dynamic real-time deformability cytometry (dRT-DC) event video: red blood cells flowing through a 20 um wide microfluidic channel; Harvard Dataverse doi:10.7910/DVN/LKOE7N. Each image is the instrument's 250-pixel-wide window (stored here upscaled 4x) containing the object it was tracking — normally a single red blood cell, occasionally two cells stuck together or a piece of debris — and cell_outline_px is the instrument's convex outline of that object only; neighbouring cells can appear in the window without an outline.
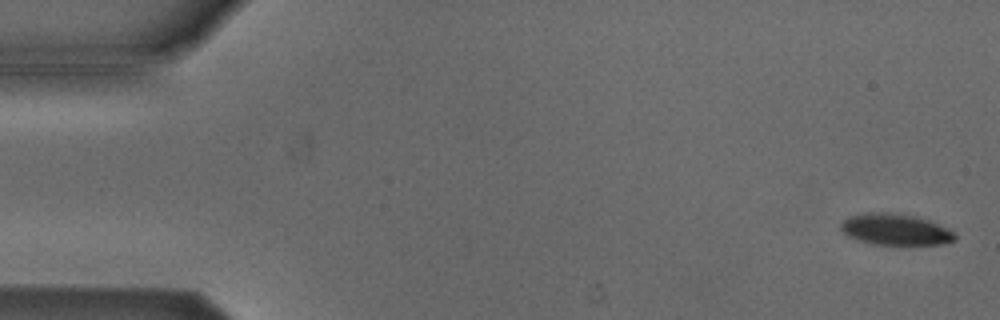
{"species": "Egyptian fruit bat (a non-hibernating species)", "species_latin": "Rousettus aegyptiacus", "temperature_condition": "cold", "stored_images_in_passage": 53, "camera_frame_rate_fps": 3000, "um_per_image_px": 0.085, "animal": {"sex": "male"}, "frame": {"image": 1, "passage_image": 2, "time_ms": 0.333, "image_size_px": [1000, 320], "cell_outline_px": [[956, 240], [944, 244], [872, 244], [856, 240], [848, 236], [840, 228], [840, 224], [848, 216], [868, 212], [888, 212], [912, 216], [928, 220], [952, 232], [956, 236]], "centroid_in_image_um": [76.04, 19.51], "position_along_channel_um": 9.0, "area_um2": 20.52}}
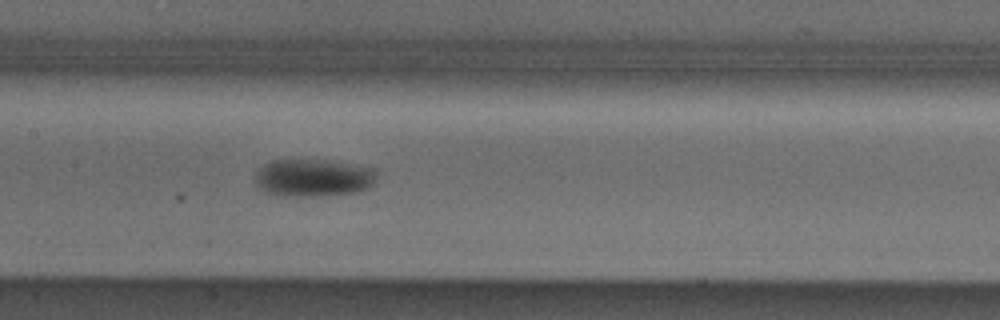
{"frame": {"image": 2, "passage_image": 26, "time_ms": 8.333, "image_size_px": [1000, 320], "cell_outline_px": [[376, 176], [372, 184], [368, 188], [360, 192], [324, 196], [276, 196], [260, 188], [256, 184], [256, 172], [264, 164], [272, 160], [316, 160], [376, 168]], "centroid_in_image_um": [26.63, 15.14], "position_along_channel_um": 180.8, "area_um2": 26.53}}
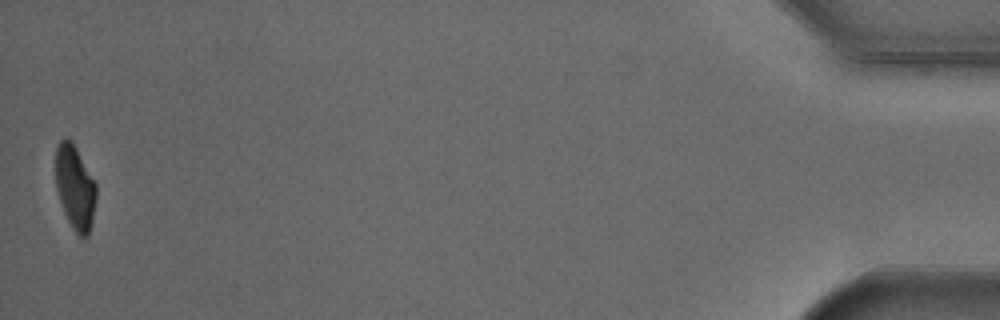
{"frame": {"image": 3, "passage_image": 53, "time_ms": 17.333, "image_size_px": [1000, 320], "cell_outline_px": [[96, 200], [92, 224], [88, 236], [80, 236], [72, 228], [64, 212], [56, 188], [56, 148], [60, 140], [72, 140], [96, 184]], "centroid_in_image_um": [6.39, 15.95], "position_along_channel_um": 428.8, "area_um2": 19.71}, "authors_computed_cell_mechanics": {"area_um2": 23.409, "velocity_mm_per_s": 3.8597, "shape_relaxation_time_tau1_ms": 4.1183, "shape_relaxation_time_tau2_ms": null, "deformation_change_tau1": 0.1179, "deformation_change_tau2": null}}